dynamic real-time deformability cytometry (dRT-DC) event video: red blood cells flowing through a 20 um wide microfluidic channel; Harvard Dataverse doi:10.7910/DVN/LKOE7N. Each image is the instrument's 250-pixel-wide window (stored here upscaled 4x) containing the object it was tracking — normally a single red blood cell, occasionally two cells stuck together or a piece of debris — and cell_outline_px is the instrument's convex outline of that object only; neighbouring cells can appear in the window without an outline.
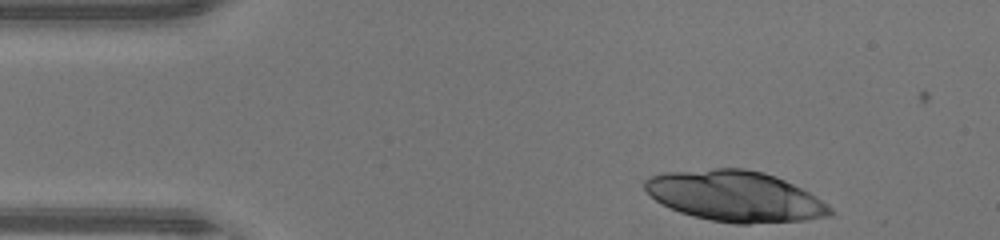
{"species": "human", "species_latin": "Homo sapiens", "temperature_condition": "warm", "stored_images_in_passage": 40, "camera_frame_rate_fps": 3000, "um_per_image_px": 0.085, "donor": {"sex": "male"}, "frame": {"image": 1, "passage_image": 1, "time_ms": 0.0, "image_size_px": [1000, 240], "cell_outline_px": [[832, 216], [804, 220], [748, 224], [736, 224], [712, 220], [692, 216], [680, 212], [656, 200], [644, 188], [644, 180], [648, 176], [668, 172], [712, 168], [744, 168], [764, 172], [776, 176], [808, 192], [828, 204], [832, 208]], "centroid_in_image_um": [62.49, 16.67], "position_along_channel_um": 22.5, "area_um2": 54.51}}
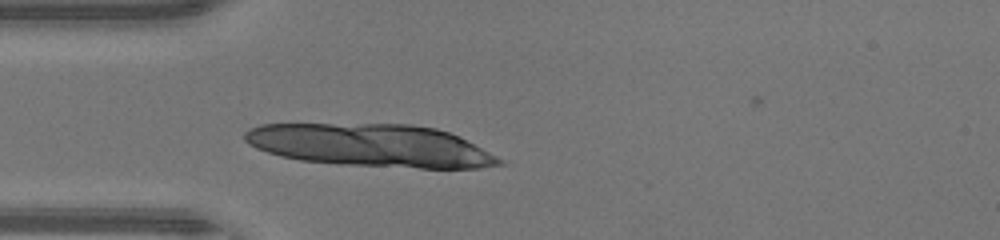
{"frame": {"image": 2, "passage_image": 8, "time_ms": 2.333, "image_size_px": [1000, 240], "cell_outline_px": [[504, 164], [480, 168], [420, 168], [340, 164], [300, 160], [280, 156], [256, 148], [248, 144], [244, 140], [244, 132], [260, 124], [408, 124], [436, 128], [448, 132], [504, 160]], "centroid_in_image_um": [31.48, 12.36], "position_along_channel_um": 53.5, "area_um2": 62.89}}